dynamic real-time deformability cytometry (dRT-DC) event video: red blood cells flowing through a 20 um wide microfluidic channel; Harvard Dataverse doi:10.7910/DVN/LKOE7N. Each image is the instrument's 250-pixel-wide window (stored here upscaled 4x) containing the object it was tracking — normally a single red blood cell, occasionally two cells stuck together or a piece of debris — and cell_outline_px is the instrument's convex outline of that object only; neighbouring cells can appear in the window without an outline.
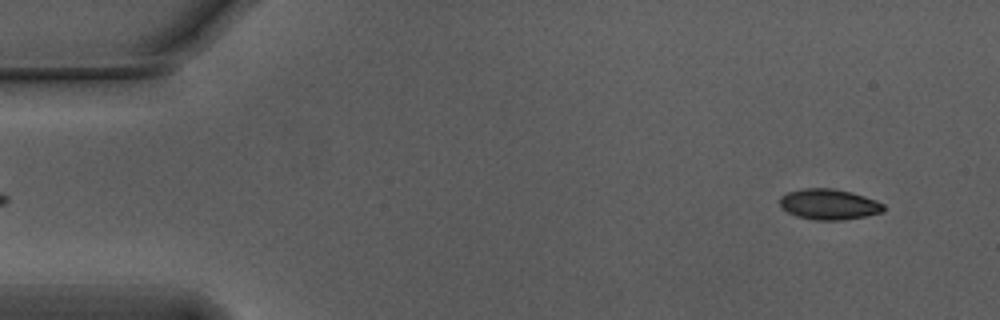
{"species": "Egyptian fruit bat (a non-hibernating species)", "species_latin": "Rousettus aegyptiacus", "temperature_condition": "warm", "stored_images_in_passage": 55, "camera_frame_rate_fps": 3000, "um_per_image_px": 0.085, "animal": {"sex": "male"}, "frame": {"image": 1, "passage_image": 5, "time_ms": 1.333, "image_size_px": [1000, 320], "cell_outline_px": [[884, 212], [864, 216], [840, 220], [816, 220], [796, 216], [788, 212], [780, 204], [780, 196], [788, 192], [804, 188], [832, 188], [852, 192], [876, 200], [884, 204]], "centroid_in_image_um": [70.47, 17.36], "position_along_channel_um": 14.5, "area_um2": 18.44}}
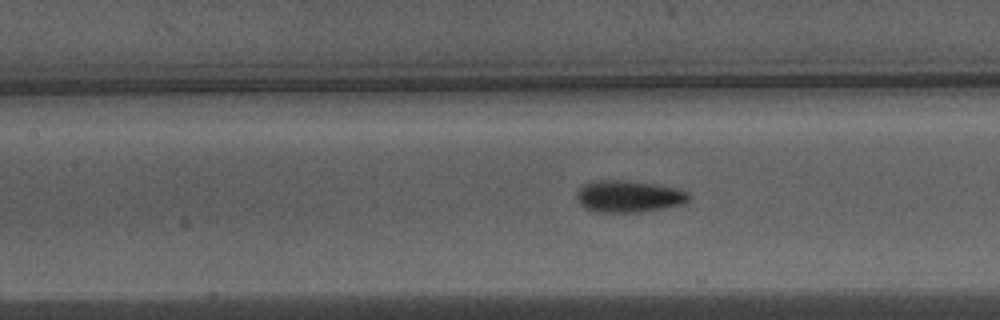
{"frame": {"image": 2, "passage_image": 25, "time_ms": 8.0, "image_size_px": [1000, 320], "cell_outline_px": [[692, 196], [684, 204], [640, 212], [592, 212], [584, 208], [576, 200], [576, 192], [584, 184], [596, 180], [628, 180], [656, 184], [680, 188], [688, 192]], "centroid_in_image_um": [53.44, 16.69], "position_along_channel_um": 154.0, "area_um2": 21.21}}
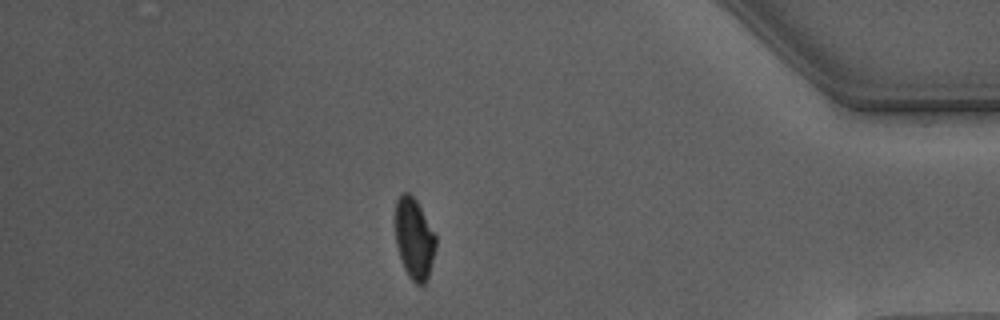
{"frame": {"image": 3, "passage_image": 48, "time_ms": 15.667, "image_size_px": [1000, 320], "cell_outline_px": [[436, 244], [428, 276], [424, 284], [420, 288], [408, 276], [404, 268], [396, 244], [396, 200], [404, 192], [408, 192], [416, 200], [436, 236]], "centroid_in_image_um": [35.21, 20.31], "position_along_channel_um": 400.0, "area_um2": 18.79}, "authors_computed_cell_mechanics": {"area_um2": 19.7098, "velocity_mm_per_s": 3.7566, "shape_relaxation_time_tau1_ms": 3.3428, "shape_relaxation_time_tau2_ms": 0.4151, "deformation_change_tau1": 0.1252, "deformation_change_tau2": 0.047}}